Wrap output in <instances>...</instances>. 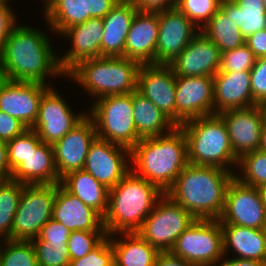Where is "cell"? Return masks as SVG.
<instances>
[{
	"instance_id": "cell-31",
	"label": "cell",
	"mask_w": 266,
	"mask_h": 266,
	"mask_svg": "<svg viewBox=\"0 0 266 266\" xmlns=\"http://www.w3.org/2000/svg\"><path fill=\"white\" fill-rule=\"evenodd\" d=\"M133 119L141 138L163 135L167 126L173 130L176 125L155 105L138 91L132 92Z\"/></svg>"
},
{
	"instance_id": "cell-26",
	"label": "cell",
	"mask_w": 266,
	"mask_h": 266,
	"mask_svg": "<svg viewBox=\"0 0 266 266\" xmlns=\"http://www.w3.org/2000/svg\"><path fill=\"white\" fill-rule=\"evenodd\" d=\"M11 179L25 185L59 184L53 145L42 142L12 171Z\"/></svg>"
},
{
	"instance_id": "cell-21",
	"label": "cell",
	"mask_w": 266,
	"mask_h": 266,
	"mask_svg": "<svg viewBox=\"0 0 266 266\" xmlns=\"http://www.w3.org/2000/svg\"><path fill=\"white\" fill-rule=\"evenodd\" d=\"M53 220L62 223L71 231H106L103 217L92 207L68 192L60 183L56 184V195L52 211Z\"/></svg>"
},
{
	"instance_id": "cell-28",
	"label": "cell",
	"mask_w": 266,
	"mask_h": 266,
	"mask_svg": "<svg viewBox=\"0 0 266 266\" xmlns=\"http://www.w3.org/2000/svg\"><path fill=\"white\" fill-rule=\"evenodd\" d=\"M60 184L85 205L92 207L102 217L108 209L109 189L84 169L68 173Z\"/></svg>"
},
{
	"instance_id": "cell-59",
	"label": "cell",
	"mask_w": 266,
	"mask_h": 266,
	"mask_svg": "<svg viewBox=\"0 0 266 266\" xmlns=\"http://www.w3.org/2000/svg\"><path fill=\"white\" fill-rule=\"evenodd\" d=\"M263 4H264L265 9H266V0H263Z\"/></svg>"
},
{
	"instance_id": "cell-37",
	"label": "cell",
	"mask_w": 266,
	"mask_h": 266,
	"mask_svg": "<svg viewBox=\"0 0 266 266\" xmlns=\"http://www.w3.org/2000/svg\"><path fill=\"white\" fill-rule=\"evenodd\" d=\"M42 143L38 134L31 128L7 142L8 162L13 171L32 151Z\"/></svg>"
},
{
	"instance_id": "cell-11",
	"label": "cell",
	"mask_w": 266,
	"mask_h": 266,
	"mask_svg": "<svg viewBox=\"0 0 266 266\" xmlns=\"http://www.w3.org/2000/svg\"><path fill=\"white\" fill-rule=\"evenodd\" d=\"M220 224L263 229L266 211L260 188L231 180L226 191L225 208Z\"/></svg>"
},
{
	"instance_id": "cell-23",
	"label": "cell",
	"mask_w": 266,
	"mask_h": 266,
	"mask_svg": "<svg viewBox=\"0 0 266 266\" xmlns=\"http://www.w3.org/2000/svg\"><path fill=\"white\" fill-rule=\"evenodd\" d=\"M158 34V12L138 11L125 39L124 57L141 65L155 64Z\"/></svg>"
},
{
	"instance_id": "cell-14",
	"label": "cell",
	"mask_w": 266,
	"mask_h": 266,
	"mask_svg": "<svg viewBox=\"0 0 266 266\" xmlns=\"http://www.w3.org/2000/svg\"><path fill=\"white\" fill-rule=\"evenodd\" d=\"M86 114L75 116L54 88H49L41 97L38 117L33 127L42 142L54 145L72 130Z\"/></svg>"
},
{
	"instance_id": "cell-8",
	"label": "cell",
	"mask_w": 266,
	"mask_h": 266,
	"mask_svg": "<svg viewBox=\"0 0 266 266\" xmlns=\"http://www.w3.org/2000/svg\"><path fill=\"white\" fill-rule=\"evenodd\" d=\"M196 266H213L224 256L223 232L219 220L196 219L169 251Z\"/></svg>"
},
{
	"instance_id": "cell-40",
	"label": "cell",
	"mask_w": 266,
	"mask_h": 266,
	"mask_svg": "<svg viewBox=\"0 0 266 266\" xmlns=\"http://www.w3.org/2000/svg\"><path fill=\"white\" fill-rule=\"evenodd\" d=\"M221 0H177L176 7L198 28H202L220 7ZM198 21L204 22L202 26Z\"/></svg>"
},
{
	"instance_id": "cell-13",
	"label": "cell",
	"mask_w": 266,
	"mask_h": 266,
	"mask_svg": "<svg viewBox=\"0 0 266 266\" xmlns=\"http://www.w3.org/2000/svg\"><path fill=\"white\" fill-rule=\"evenodd\" d=\"M126 155L130 157L127 147L97 137L90 145L83 169L111 189L131 171Z\"/></svg>"
},
{
	"instance_id": "cell-32",
	"label": "cell",
	"mask_w": 266,
	"mask_h": 266,
	"mask_svg": "<svg viewBox=\"0 0 266 266\" xmlns=\"http://www.w3.org/2000/svg\"><path fill=\"white\" fill-rule=\"evenodd\" d=\"M202 29L201 33L219 48L220 53L245 44L246 38L240 29L220 8Z\"/></svg>"
},
{
	"instance_id": "cell-17",
	"label": "cell",
	"mask_w": 266,
	"mask_h": 266,
	"mask_svg": "<svg viewBox=\"0 0 266 266\" xmlns=\"http://www.w3.org/2000/svg\"><path fill=\"white\" fill-rule=\"evenodd\" d=\"M96 138L95 124L86 114L72 130L53 145L55 164L60 179L70 172L84 168L90 145Z\"/></svg>"
},
{
	"instance_id": "cell-33",
	"label": "cell",
	"mask_w": 266,
	"mask_h": 266,
	"mask_svg": "<svg viewBox=\"0 0 266 266\" xmlns=\"http://www.w3.org/2000/svg\"><path fill=\"white\" fill-rule=\"evenodd\" d=\"M45 16L54 31L64 30L87 21L85 0H47Z\"/></svg>"
},
{
	"instance_id": "cell-38",
	"label": "cell",
	"mask_w": 266,
	"mask_h": 266,
	"mask_svg": "<svg viewBox=\"0 0 266 266\" xmlns=\"http://www.w3.org/2000/svg\"><path fill=\"white\" fill-rule=\"evenodd\" d=\"M39 266H69L67 243L31 240Z\"/></svg>"
},
{
	"instance_id": "cell-7",
	"label": "cell",
	"mask_w": 266,
	"mask_h": 266,
	"mask_svg": "<svg viewBox=\"0 0 266 266\" xmlns=\"http://www.w3.org/2000/svg\"><path fill=\"white\" fill-rule=\"evenodd\" d=\"M91 108L97 137L132 149L142 138L133 119L132 93L99 98Z\"/></svg>"
},
{
	"instance_id": "cell-27",
	"label": "cell",
	"mask_w": 266,
	"mask_h": 266,
	"mask_svg": "<svg viewBox=\"0 0 266 266\" xmlns=\"http://www.w3.org/2000/svg\"><path fill=\"white\" fill-rule=\"evenodd\" d=\"M223 232V252L232 247L237 258L266 262V237L263 229L220 224Z\"/></svg>"
},
{
	"instance_id": "cell-12",
	"label": "cell",
	"mask_w": 266,
	"mask_h": 266,
	"mask_svg": "<svg viewBox=\"0 0 266 266\" xmlns=\"http://www.w3.org/2000/svg\"><path fill=\"white\" fill-rule=\"evenodd\" d=\"M176 126L215 114L214 80L211 76H176Z\"/></svg>"
},
{
	"instance_id": "cell-10",
	"label": "cell",
	"mask_w": 266,
	"mask_h": 266,
	"mask_svg": "<svg viewBox=\"0 0 266 266\" xmlns=\"http://www.w3.org/2000/svg\"><path fill=\"white\" fill-rule=\"evenodd\" d=\"M160 200L137 233L160 252H167L196 219L168 195Z\"/></svg>"
},
{
	"instance_id": "cell-48",
	"label": "cell",
	"mask_w": 266,
	"mask_h": 266,
	"mask_svg": "<svg viewBox=\"0 0 266 266\" xmlns=\"http://www.w3.org/2000/svg\"><path fill=\"white\" fill-rule=\"evenodd\" d=\"M245 44L250 48V50L254 53V55L259 57L266 56V28L256 33L249 35Z\"/></svg>"
},
{
	"instance_id": "cell-55",
	"label": "cell",
	"mask_w": 266,
	"mask_h": 266,
	"mask_svg": "<svg viewBox=\"0 0 266 266\" xmlns=\"http://www.w3.org/2000/svg\"><path fill=\"white\" fill-rule=\"evenodd\" d=\"M260 191L262 193L263 201H264V206H265V211H266V184L262 185L260 187Z\"/></svg>"
},
{
	"instance_id": "cell-51",
	"label": "cell",
	"mask_w": 266,
	"mask_h": 266,
	"mask_svg": "<svg viewBox=\"0 0 266 266\" xmlns=\"http://www.w3.org/2000/svg\"><path fill=\"white\" fill-rule=\"evenodd\" d=\"M12 171L8 162L7 142L0 140V180H10Z\"/></svg>"
},
{
	"instance_id": "cell-56",
	"label": "cell",
	"mask_w": 266,
	"mask_h": 266,
	"mask_svg": "<svg viewBox=\"0 0 266 266\" xmlns=\"http://www.w3.org/2000/svg\"><path fill=\"white\" fill-rule=\"evenodd\" d=\"M263 231H264V234H265V237H266V223L264 224Z\"/></svg>"
},
{
	"instance_id": "cell-16",
	"label": "cell",
	"mask_w": 266,
	"mask_h": 266,
	"mask_svg": "<svg viewBox=\"0 0 266 266\" xmlns=\"http://www.w3.org/2000/svg\"><path fill=\"white\" fill-rule=\"evenodd\" d=\"M224 121L234 155H242L259 150L261 130L266 121L262 105L249 108L226 110L218 114Z\"/></svg>"
},
{
	"instance_id": "cell-6",
	"label": "cell",
	"mask_w": 266,
	"mask_h": 266,
	"mask_svg": "<svg viewBox=\"0 0 266 266\" xmlns=\"http://www.w3.org/2000/svg\"><path fill=\"white\" fill-rule=\"evenodd\" d=\"M186 137L188 162L224 170L238 163L223 119L218 114L190 119L179 126Z\"/></svg>"
},
{
	"instance_id": "cell-46",
	"label": "cell",
	"mask_w": 266,
	"mask_h": 266,
	"mask_svg": "<svg viewBox=\"0 0 266 266\" xmlns=\"http://www.w3.org/2000/svg\"><path fill=\"white\" fill-rule=\"evenodd\" d=\"M15 22L14 13L10 7L8 8L7 4H0V53L5 40L16 26Z\"/></svg>"
},
{
	"instance_id": "cell-24",
	"label": "cell",
	"mask_w": 266,
	"mask_h": 266,
	"mask_svg": "<svg viewBox=\"0 0 266 266\" xmlns=\"http://www.w3.org/2000/svg\"><path fill=\"white\" fill-rule=\"evenodd\" d=\"M213 80L215 114L257 105L252 97L250 71L217 72Z\"/></svg>"
},
{
	"instance_id": "cell-4",
	"label": "cell",
	"mask_w": 266,
	"mask_h": 266,
	"mask_svg": "<svg viewBox=\"0 0 266 266\" xmlns=\"http://www.w3.org/2000/svg\"><path fill=\"white\" fill-rule=\"evenodd\" d=\"M164 194L155 184L136 176L131 170L109 189L108 209L103 216L107 235L137 232Z\"/></svg>"
},
{
	"instance_id": "cell-19",
	"label": "cell",
	"mask_w": 266,
	"mask_h": 266,
	"mask_svg": "<svg viewBox=\"0 0 266 266\" xmlns=\"http://www.w3.org/2000/svg\"><path fill=\"white\" fill-rule=\"evenodd\" d=\"M219 48L199 32L168 65L176 76L213 77L220 68Z\"/></svg>"
},
{
	"instance_id": "cell-35",
	"label": "cell",
	"mask_w": 266,
	"mask_h": 266,
	"mask_svg": "<svg viewBox=\"0 0 266 266\" xmlns=\"http://www.w3.org/2000/svg\"><path fill=\"white\" fill-rule=\"evenodd\" d=\"M238 165L242 167L244 176L237 177L240 182L260 188L266 184V153L256 150L246 153L238 159Z\"/></svg>"
},
{
	"instance_id": "cell-57",
	"label": "cell",
	"mask_w": 266,
	"mask_h": 266,
	"mask_svg": "<svg viewBox=\"0 0 266 266\" xmlns=\"http://www.w3.org/2000/svg\"><path fill=\"white\" fill-rule=\"evenodd\" d=\"M7 0H0V4H7Z\"/></svg>"
},
{
	"instance_id": "cell-20",
	"label": "cell",
	"mask_w": 266,
	"mask_h": 266,
	"mask_svg": "<svg viewBox=\"0 0 266 266\" xmlns=\"http://www.w3.org/2000/svg\"><path fill=\"white\" fill-rule=\"evenodd\" d=\"M48 89L41 83L9 80L0 94V111L32 128L38 117L40 99Z\"/></svg>"
},
{
	"instance_id": "cell-53",
	"label": "cell",
	"mask_w": 266,
	"mask_h": 266,
	"mask_svg": "<svg viewBox=\"0 0 266 266\" xmlns=\"http://www.w3.org/2000/svg\"><path fill=\"white\" fill-rule=\"evenodd\" d=\"M9 76L7 72L0 65V94L5 87V85L9 82Z\"/></svg>"
},
{
	"instance_id": "cell-42",
	"label": "cell",
	"mask_w": 266,
	"mask_h": 266,
	"mask_svg": "<svg viewBox=\"0 0 266 266\" xmlns=\"http://www.w3.org/2000/svg\"><path fill=\"white\" fill-rule=\"evenodd\" d=\"M107 236L84 257L71 260L69 266H114V251Z\"/></svg>"
},
{
	"instance_id": "cell-22",
	"label": "cell",
	"mask_w": 266,
	"mask_h": 266,
	"mask_svg": "<svg viewBox=\"0 0 266 266\" xmlns=\"http://www.w3.org/2000/svg\"><path fill=\"white\" fill-rule=\"evenodd\" d=\"M62 33L69 36L73 43L71 50L58 59L60 69L64 74L83 60L101 57L102 18H89L86 22L74 25Z\"/></svg>"
},
{
	"instance_id": "cell-45",
	"label": "cell",
	"mask_w": 266,
	"mask_h": 266,
	"mask_svg": "<svg viewBox=\"0 0 266 266\" xmlns=\"http://www.w3.org/2000/svg\"><path fill=\"white\" fill-rule=\"evenodd\" d=\"M26 129L17 118L0 111V140L9 142L16 136L21 135Z\"/></svg>"
},
{
	"instance_id": "cell-34",
	"label": "cell",
	"mask_w": 266,
	"mask_h": 266,
	"mask_svg": "<svg viewBox=\"0 0 266 266\" xmlns=\"http://www.w3.org/2000/svg\"><path fill=\"white\" fill-rule=\"evenodd\" d=\"M23 184L15 180H0V237L11 239L14 215L17 211Z\"/></svg>"
},
{
	"instance_id": "cell-54",
	"label": "cell",
	"mask_w": 266,
	"mask_h": 266,
	"mask_svg": "<svg viewBox=\"0 0 266 266\" xmlns=\"http://www.w3.org/2000/svg\"><path fill=\"white\" fill-rule=\"evenodd\" d=\"M259 150L266 153V121L263 123V127L261 130V140Z\"/></svg>"
},
{
	"instance_id": "cell-50",
	"label": "cell",
	"mask_w": 266,
	"mask_h": 266,
	"mask_svg": "<svg viewBox=\"0 0 266 266\" xmlns=\"http://www.w3.org/2000/svg\"><path fill=\"white\" fill-rule=\"evenodd\" d=\"M155 266H196L184 259L171 254L169 251L160 252L157 256Z\"/></svg>"
},
{
	"instance_id": "cell-2",
	"label": "cell",
	"mask_w": 266,
	"mask_h": 266,
	"mask_svg": "<svg viewBox=\"0 0 266 266\" xmlns=\"http://www.w3.org/2000/svg\"><path fill=\"white\" fill-rule=\"evenodd\" d=\"M43 32L15 26L0 53V65L12 81L45 83L48 74H63Z\"/></svg>"
},
{
	"instance_id": "cell-9",
	"label": "cell",
	"mask_w": 266,
	"mask_h": 266,
	"mask_svg": "<svg viewBox=\"0 0 266 266\" xmlns=\"http://www.w3.org/2000/svg\"><path fill=\"white\" fill-rule=\"evenodd\" d=\"M56 184L25 185L14 215L11 240L31 241L51 219Z\"/></svg>"
},
{
	"instance_id": "cell-41",
	"label": "cell",
	"mask_w": 266,
	"mask_h": 266,
	"mask_svg": "<svg viewBox=\"0 0 266 266\" xmlns=\"http://www.w3.org/2000/svg\"><path fill=\"white\" fill-rule=\"evenodd\" d=\"M257 57L244 44L232 50L221 53L220 68L218 72L251 71Z\"/></svg>"
},
{
	"instance_id": "cell-43",
	"label": "cell",
	"mask_w": 266,
	"mask_h": 266,
	"mask_svg": "<svg viewBox=\"0 0 266 266\" xmlns=\"http://www.w3.org/2000/svg\"><path fill=\"white\" fill-rule=\"evenodd\" d=\"M251 73V92L257 105L266 103V56L256 60Z\"/></svg>"
},
{
	"instance_id": "cell-39",
	"label": "cell",
	"mask_w": 266,
	"mask_h": 266,
	"mask_svg": "<svg viewBox=\"0 0 266 266\" xmlns=\"http://www.w3.org/2000/svg\"><path fill=\"white\" fill-rule=\"evenodd\" d=\"M107 236L106 231H71L67 242L70 259L76 260L84 257Z\"/></svg>"
},
{
	"instance_id": "cell-36",
	"label": "cell",
	"mask_w": 266,
	"mask_h": 266,
	"mask_svg": "<svg viewBox=\"0 0 266 266\" xmlns=\"http://www.w3.org/2000/svg\"><path fill=\"white\" fill-rule=\"evenodd\" d=\"M7 248L0 250V266H39L31 241L5 240Z\"/></svg>"
},
{
	"instance_id": "cell-3",
	"label": "cell",
	"mask_w": 266,
	"mask_h": 266,
	"mask_svg": "<svg viewBox=\"0 0 266 266\" xmlns=\"http://www.w3.org/2000/svg\"><path fill=\"white\" fill-rule=\"evenodd\" d=\"M169 134L142 138L131 150L130 158L146 179L166 193L189 164L187 141L183 130L176 126Z\"/></svg>"
},
{
	"instance_id": "cell-52",
	"label": "cell",
	"mask_w": 266,
	"mask_h": 266,
	"mask_svg": "<svg viewBox=\"0 0 266 266\" xmlns=\"http://www.w3.org/2000/svg\"><path fill=\"white\" fill-rule=\"evenodd\" d=\"M221 263H219V266H266V262L240 258L229 259L224 262L221 261ZM215 266L218 265L216 264Z\"/></svg>"
},
{
	"instance_id": "cell-30",
	"label": "cell",
	"mask_w": 266,
	"mask_h": 266,
	"mask_svg": "<svg viewBox=\"0 0 266 266\" xmlns=\"http://www.w3.org/2000/svg\"><path fill=\"white\" fill-rule=\"evenodd\" d=\"M124 234L126 240H110L114 251V266H155L160 251L137 232Z\"/></svg>"
},
{
	"instance_id": "cell-47",
	"label": "cell",
	"mask_w": 266,
	"mask_h": 266,
	"mask_svg": "<svg viewBox=\"0 0 266 266\" xmlns=\"http://www.w3.org/2000/svg\"><path fill=\"white\" fill-rule=\"evenodd\" d=\"M119 0H85L87 20L103 18L112 10Z\"/></svg>"
},
{
	"instance_id": "cell-49",
	"label": "cell",
	"mask_w": 266,
	"mask_h": 266,
	"mask_svg": "<svg viewBox=\"0 0 266 266\" xmlns=\"http://www.w3.org/2000/svg\"><path fill=\"white\" fill-rule=\"evenodd\" d=\"M177 0H133L139 11L158 12L176 6ZM167 4V5H166Z\"/></svg>"
},
{
	"instance_id": "cell-5",
	"label": "cell",
	"mask_w": 266,
	"mask_h": 266,
	"mask_svg": "<svg viewBox=\"0 0 266 266\" xmlns=\"http://www.w3.org/2000/svg\"><path fill=\"white\" fill-rule=\"evenodd\" d=\"M141 64L124 56H101L79 62L67 74L98 98L137 91Z\"/></svg>"
},
{
	"instance_id": "cell-15",
	"label": "cell",
	"mask_w": 266,
	"mask_h": 266,
	"mask_svg": "<svg viewBox=\"0 0 266 266\" xmlns=\"http://www.w3.org/2000/svg\"><path fill=\"white\" fill-rule=\"evenodd\" d=\"M158 20L155 64H169L198 33L196 25L176 6L158 11Z\"/></svg>"
},
{
	"instance_id": "cell-25",
	"label": "cell",
	"mask_w": 266,
	"mask_h": 266,
	"mask_svg": "<svg viewBox=\"0 0 266 266\" xmlns=\"http://www.w3.org/2000/svg\"><path fill=\"white\" fill-rule=\"evenodd\" d=\"M138 11L133 0H119L102 18L101 56H124L125 39Z\"/></svg>"
},
{
	"instance_id": "cell-1",
	"label": "cell",
	"mask_w": 266,
	"mask_h": 266,
	"mask_svg": "<svg viewBox=\"0 0 266 266\" xmlns=\"http://www.w3.org/2000/svg\"><path fill=\"white\" fill-rule=\"evenodd\" d=\"M234 176L230 170L189 163L165 194L195 219L219 220Z\"/></svg>"
},
{
	"instance_id": "cell-58",
	"label": "cell",
	"mask_w": 266,
	"mask_h": 266,
	"mask_svg": "<svg viewBox=\"0 0 266 266\" xmlns=\"http://www.w3.org/2000/svg\"><path fill=\"white\" fill-rule=\"evenodd\" d=\"M263 108H264L265 114H266V103L263 105Z\"/></svg>"
},
{
	"instance_id": "cell-29",
	"label": "cell",
	"mask_w": 266,
	"mask_h": 266,
	"mask_svg": "<svg viewBox=\"0 0 266 266\" xmlns=\"http://www.w3.org/2000/svg\"><path fill=\"white\" fill-rule=\"evenodd\" d=\"M219 8L231 17L245 38L266 28L263 0H221Z\"/></svg>"
},
{
	"instance_id": "cell-18",
	"label": "cell",
	"mask_w": 266,
	"mask_h": 266,
	"mask_svg": "<svg viewBox=\"0 0 266 266\" xmlns=\"http://www.w3.org/2000/svg\"><path fill=\"white\" fill-rule=\"evenodd\" d=\"M137 91L176 125V75L168 64H142L138 71Z\"/></svg>"
},
{
	"instance_id": "cell-44",
	"label": "cell",
	"mask_w": 266,
	"mask_h": 266,
	"mask_svg": "<svg viewBox=\"0 0 266 266\" xmlns=\"http://www.w3.org/2000/svg\"><path fill=\"white\" fill-rule=\"evenodd\" d=\"M70 231L60 222L52 218L41 228L39 235L33 239L45 242H64L69 240Z\"/></svg>"
}]
</instances>
